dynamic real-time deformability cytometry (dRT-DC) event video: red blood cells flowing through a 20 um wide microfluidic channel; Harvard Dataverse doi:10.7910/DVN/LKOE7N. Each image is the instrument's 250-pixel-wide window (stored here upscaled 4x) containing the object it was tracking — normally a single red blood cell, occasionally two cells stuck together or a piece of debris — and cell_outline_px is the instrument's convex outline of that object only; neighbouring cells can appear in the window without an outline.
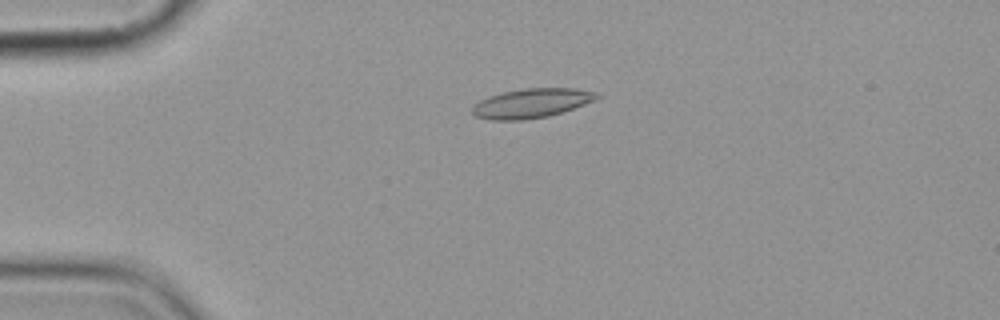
{"species": "common noctule bat (a hibernating species)", "species_latin": "Nyctalus noctula", "temperature_condition": "cold", "stored_images_in_passage": 5, "camera_frame_rate_fps": 3000, "um_per_image_px": 0.085, "animal": {"sex": "female", "body_mass_g": 19.9}, "frame": {"image": 1, "passage_image": 4, "time_ms": 3.333, "image_size_px": [1000, 320], "cell_outline_px": [[600, 96], [596, 100], [548, 116], [524, 120], [492, 120], [476, 116], [472, 112], [472, 108], [480, 100], [488, 96], [504, 92], [524, 88], [576, 88], [596, 92]], "centroid_in_image_um": [45.18, 8.77], "position_along_channel_um": 39.8, "area_um2": 21.1}}